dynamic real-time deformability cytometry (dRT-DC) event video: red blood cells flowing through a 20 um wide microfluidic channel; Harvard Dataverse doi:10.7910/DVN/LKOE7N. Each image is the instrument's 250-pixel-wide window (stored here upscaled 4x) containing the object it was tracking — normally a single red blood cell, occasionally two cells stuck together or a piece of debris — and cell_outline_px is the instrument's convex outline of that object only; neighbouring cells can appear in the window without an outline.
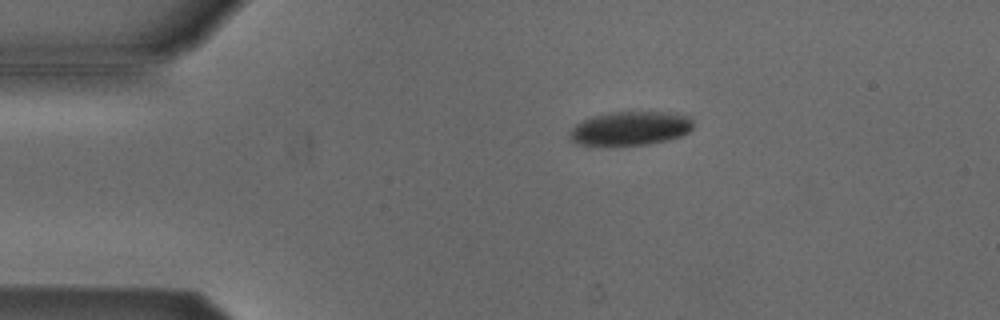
{"species": "Egyptian fruit bat (a non-hibernating species)", "species_latin": "Rousettus aegyptiacus", "temperature_condition": "cold", "stored_images_in_passage": 36, "camera_frame_rate_fps": 3000, "um_per_image_px": 0.085, "animal": {"sex": "male"}, "frame": {"image": 1, "passage_image": 3, "time_ms": 0.667, "image_size_px": [1000, 320], "cell_outline_px": [[692, 128], [688, 132], [680, 136], [664, 140], [644, 144], [576, 144], [568, 140], [568, 132], [576, 124], [592, 116], [608, 112], [672, 112], [688, 116], [692, 120]], "centroid_in_image_um": [53.54, 10.89], "position_along_channel_um": 31.5, "area_um2": 24.1}}
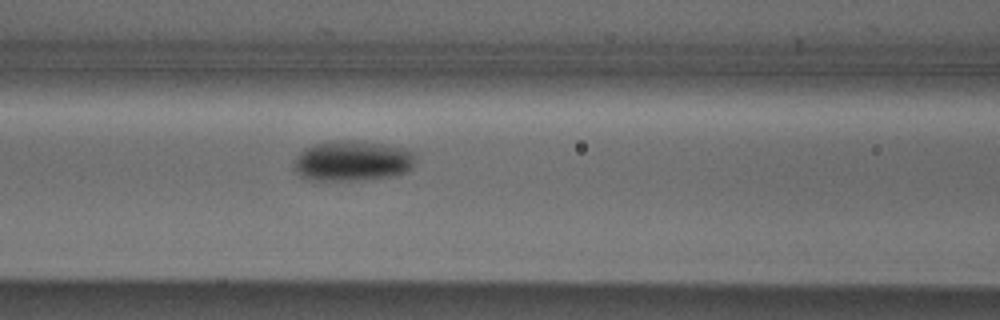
{"frame": {"image": 2, "passage_image": 15, "time_ms": 4.667, "image_size_px": [1000, 320], "cell_outline_px": [[416, 160], [412, 168], [408, 172], [396, 176], [360, 180], [308, 180], [300, 176], [296, 172], [292, 164], [296, 156], [300, 152], [312, 144], [332, 140], [348, 140], [384, 144], [400, 148], [412, 152], [416, 156]], "centroid_in_image_um": [29.93, 13.68], "position_along_channel_um": 136.7, "area_um2": 28.96}}
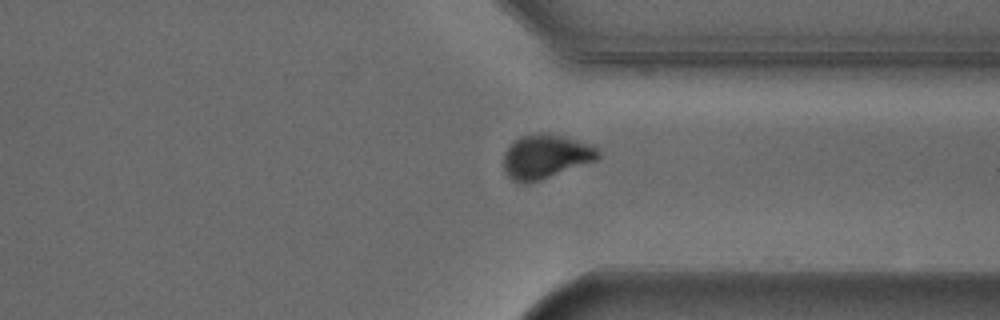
{"frame": {"image": 3, "passage_image": 33, "time_ms": 10.667, "image_size_px": [1000, 320], "cell_outline_px": [[600, 156], [596, 160], [540, 180], [528, 184], [520, 184], [512, 180], [504, 172], [504, 152], [520, 136], [536, 132], [544, 132], [564, 136], [592, 144], [600, 152]], "centroid_in_image_um": [46.37, 13.3], "position_along_channel_um": 365.0, "area_um2": 24.45}}